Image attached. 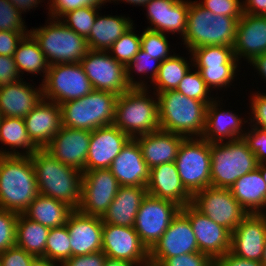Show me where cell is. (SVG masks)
Returning <instances> with one entry per match:
<instances>
[{
	"mask_svg": "<svg viewBox=\"0 0 266 266\" xmlns=\"http://www.w3.org/2000/svg\"><path fill=\"white\" fill-rule=\"evenodd\" d=\"M149 266H215V261L202 252H194L170 258H149Z\"/></svg>",
	"mask_w": 266,
	"mask_h": 266,
	"instance_id": "obj_46",
	"label": "cell"
},
{
	"mask_svg": "<svg viewBox=\"0 0 266 266\" xmlns=\"http://www.w3.org/2000/svg\"><path fill=\"white\" fill-rule=\"evenodd\" d=\"M147 88H131L116 101L113 125L131 139L160 129L158 101L147 95Z\"/></svg>",
	"mask_w": 266,
	"mask_h": 266,
	"instance_id": "obj_5",
	"label": "cell"
},
{
	"mask_svg": "<svg viewBox=\"0 0 266 266\" xmlns=\"http://www.w3.org/2000/svg\"><path fill=\"white\" fill-rule=\"evenodd\" d=\"M181 211L190 221L199 252L216 261L230 251L231 232L227 228L203 215L192 204L185 205Z\"/></svg>",
	"mask_w": 266,
	"mask_h": 266,
	"instance_id": "obj_15",
	"label": "cell"
},
{
	"mask_svg": "<svg viewBox=\"0 0 266 266\" xmlns=\"http://www.w3.org/2000/svg\"><path fill=\"white\" fill-rule=\"evenodd\" d=\"M218 102L211 101L207 105L205 128L202 138L209 143L223 142L224 139L233 141L241 139L245 133H242L241 119L235 113L217 108Z\"/></svg>",
	"mask_w": 266,
	"mask_h": 266,
	"instance_id": "obj_30",
	"label": "cell"
},
{
	"mask_svg": "<svg viewBox=\"0 0 266 266\" xmlns=\"http://www.w3.org/2000/svg\"><path fill=\"white\" fill-rule=\"evenodd\" d=\"M259 71V74L266 80V53L256 56L250 62Z\"/></svg>",
	"mask_w": 266,
	"mask_h": 266,
	"instance_id": "obj_60",
	"label": "cell"
},
{
	"mask_svg": "<svg viewBox=\"0 0 266 266\" xmlns=\"http://www.w3.org/2000/svg\"><path fill=\"white\" fill-rule=\"evenodd\" d=\"M194 66L208 67V65H237L233 47L223 45L201 46L192 49ZM237 61V62H236Z\"/></svg>",
	"mask_w": 266,
	"mask_h": 266,
	"instance_id": "obj_38",
	"label": "cell"
},
{
	"mask_svg": "<svg viewBox=\"0 0 266 266\" xmlns=\"http://www.w3.org/2000/svg\"><path fill=\"white\" fill-rule=\"evenodd\" d=\"M175 164L182 185L192 196L211 186V143L202 137L184 138Z\"/></svg>",
	"mask_w": 266,
	"mask_h": 266,
	"instance_id": "obj_9",
	"label": "cell"
},
{
	"mask_svg": "<svg viewBox=\"0 0 266 266\" xmlns=\"http://www.w3.org/2000/svg\"><path fill=\"white\" fill-rule=\"evenodd\" d=\"M39 194L54 198L77 210L81 199L83 173L56 160L45 149L31 156Z\"/></svg>",
	"mask_w": 266,
	"mask_h": 266,
	"instance_id": "obj_2",
	"label": "cell"
},
{
	"mask_svg": "<svg viewBox=\"0 0 266 266\" xmlns=\"http://www.w3.org/2000/svg\"><path fill=\"white\" fill-rule=\"evenodd\" d=\"M261 263L263 264V266H266V241H265V247H264L263 258L261 260Z\"/></svg>",
	"mask_w": 266,
	"mask_h": 266,
	"instance_id": "obj_66",
	"label": "cell"
},
{
	"mask_svg": "<svg viewBox=\"0 0 266 266\" xmlns=\"http://www.w3.org/2000/svg\"><path fill=\"white\" fill-rule=\"evenodd\" d=\"M91 131L62 126L44 148L56 160L80 172L86 171Z\"/></svg>",
	"mask_w": 266,
	"mask_h": 266,
	"instance_id": "obj_17",
	"label": "cell"
},
{
	"mask_svg": "<svg viewBox=\"0 0 266 266\" xmlns=\"http://www.w3.org/2000/svg\"><path fill=\"white\" fill-rule=\"evenodd\" d=\"M243 13L266 16V0H246L243 2Z\"/></svg>",
	"mask_w": 266,
	"mask_h": 266,
	"instance_id": "obj_58",
	"label": "cell"
},
{
	"mask_svg": "<svg viewBox=\"0 0 266 266\" xmlns=\"http://www.w3.org/2000/svg\"><path fill=\"white\" fill-rule=\"evenodd\" d=\"M0 141L7 146L26 149L22 155L31 156L39 148L31 141L21 117H2L0 121Z\"/></svg>",
	"mask_w": 266,
	"mask_h": 266,
	"instance_id": "obj_36",
	"label": "cell"
},
{
	"mask_svg": "<svg viewBox=\"0 0 266 266\" xmlns=\"http://www.w3.org/2000/svg\"><path fill=\"white\" fill-rule=\"evenodd\" d=\"M36 257L14 245L0 254V266H31Z\"/></svg>",
	"mask_w": 266,
	"mask_h": 266,
	"instance_id": "obj_52",
	"label": "cell"
},
{
	"mask_svg": "<svg viewBox=\"0 0 266 266\" xmlns=\"http://www.w3.org/2000/svg\"><path fill=\"white\" fill-rule=\"evenodd\" d=\"M257 169L260 171L261 176L266 183V163H260Z\"/></svg>",
	"mask_w": 266,
	"mask_h": 266,
	"instance_id": "obj_64",
	"label": "cell"
},
{
	"mask_svg": "<svg viewBox=\"0 0 266 266\" xmlns=\"http://www.w3.org/2000/svg\"><path fill=\"white\" fill-rule=\"evenodd\" d=\"M156 95L160 129L185 138L202 137L207 109L205 102L189 98L176 90Z\"/></svg>",
	"mask_w": 266,
	"mask_h": 266,
	"instance_id": "obj_3",
	"label": "cell"
},
{
	"mask_svg": "<svg viewBox=\"0 0 266 266\" xmlns=\"http://www.w3.org/2000/svg\"><path fill=\"white\" fill-rule=\"evenodd\" d=\"M66 226L70 236L71 257L101 251L103 232L101 217L74 210Z\"/></svg>",
	"mask_w": 266,
	"mask_h": 266,
	"instance_id": "obj_21",
	"label": "cell"
},
{
	"mask_svg": "<svg viewBox=\"0 0 266 266\" xmlns=\"http://www.w3.org/2000/svg\"><path fill=\"white\" fill-rule=\"evenodd\" d=\"M160 64H161L160 60L152 58L148 53H146L143 49L140 48L139 52L135 55L134 59L126 67L127 83L130 85L131 88H146V84L143 81L142 82H137L135 80L133 81V76H131V71H132L131 69L133 68L136 70L135 72L141 74L145 73V75L151 70L150 72L152 74H150L151 76H149V78H151L152 80L151 82H153L158 75Z\"/></svg>",
	"mask_w": 266,
	"mask_h": 266,
	"instance_id": "obj_41",
	"label": "cell"
},
{
	"mask_svg": "<svg viewBox=\"0 0 266 266\" xmlns=\"http://www.w3.org/2000/svg\"><path fill=\"white\" fill-rule=\"evenodd\" d=\"M19 77L13 56L0 55V86L17 82Z\"/></svg>",
	"mask_w": 266,
	"mask_h": 266,
	"instance_id": "obj_53",
	"label": "cell"
},
{
	"mask_svg": "<svg viewBox=\"0 0 266 266\" xmlns=\"http://www.w3.org/2000/svg\"><path fill=\"white\" fill-rule=\"evenodd\" d=\"M266 241V213L248 214L231 233L230 252L261 262Z\"/></svg>",
	"mask_w": 266,
	"mask_h": 266,
	"instance_id": "obj_18",
	"label": "cell"
},
{
	"mask_svg": "<svg viewBox=\"0 0 266 266\" xmlns=\"http://www.w3.org/2000/svg\"><path fill=\"white\" fill-rule=\"evenodd\" d=\"M50 228L18 214L15 245L35 257L45 258V246Z\"/></svg>",
	"mask_w": 266,
	"mask_h": 266,
	"instance_id": "obj_34",
	"label": "cell"
},
{
	"mask_svg": "<svg viewBox=\"0 0 266 266\" xmlns=\"http://www.w3.org/2000/svg\"><path fill=\"white\" fill-rule=\"evenodd\" d=\"M119 95L92 90L89 94L60 104L62 126L93 131L113 125Z\"/></svg>",
	"mask_w": 266,
	"mask_h": 266,
	"instance_id": "obj_6",
	"label": "cell"
},
{
	"mask_svg": "<svg viewBox=\"0 0 266 266\" xmlns=\"http://www.w3.org/2000/svg\"><path fill=\"white\" fill-rule=\"evenodd\" d=\"M198 4L215 15L228 17H242L243 15V4L240 0H204Z\"/></svg>",
	"mask_w": 266,
	"mask_h": 266,
	"instance_id": "obj_50",
	"label": "cell"
},
{
	"mask_svg": "<svg viewBox=\"0 0 266 266\" xmlns=\"http://www.w3.org/2000/svg\"><path fill=\"white\" fill-rule=\"evenodd\" d=\"M107 256L101 250L87 255L72 256L61 266H103Z\"/></svg>",
	"mask_w": 266,
	"mask_h": 266,
	"instance_id": "obj_55",
	"label": "cell"
},
{
	"mask_svg": "<svg viewBox=\"0 0 266 266\" xmlns=\"http://www.w3.org/2000/svg\"><path fill=\"white\" fill-rule=\"evenodd\" d=\"M194 252H199L196 238L188 217L180 210L149 250V258H170Z\"/></svg>",
	"mask_w": 266,
	"mask_h": 266,
	"instance_id": "obj_19",
	"label": "cell"
},
{
	"mask_svg": "<svg viewBox=\"0 0 266 266\" xmlns=\"http://www.w3.org/2000/svg\"><path fill=\"white\" fill-rule=\"evenodd\" d=\"M109 169L120 186L146 187L149 180L150 168L135 139L127 142Z\"/></svg>",
	"mask_w": 266,
	"mask_h": 266,
	"instance_id": "obj_23",
	"label": "cell"
},
{
	"mask_svg": "<svg viewBox=\"0 0 266 266\" xmlns=\"http://www.w3.org/2000/svg\"><path fill=\"white\" fill-rule=\"evenodd\" d=\"M146 188L147 194L172 201L181 208L192 204V195L182 185L175 162L151 168Z\"/></svg>",
	"mask_w": 266,
	"mask_h": 266,
	"instance_id": "obj_25",
	"label": "cell"
},
{
	"mask_svg": "<svg viewBox=\"0 0 266 266\" xmlns=\"http://www.w3.org/2000/svg\"><path fill=\"white\" fill-rule=\"evenodd\" d=\"M13 58L19 74L24 71L32 74L42 71L45 73L43 77H46L50 65L38 42L30 33L18 43Z\"/></svg>",
	"mask_w": 266,
	"mask_h": 266,
	"instance_id": "obj_35",
	"label": "cell"
},
{
	"mask_svg": "<svg viewBox=\"0 0 266 266\" xmlns=\"http://www.w3.org/2000/svg\"><path fill=\"white\" fill-rule=\"evenodd\" d=\"M215 266H263V264L256 260L240 258L228 251L215 261Z\"/></svg>",
	"mask_w": 266,
	"mask_h": 266,
	"instance_id": "obj_57",
	"label": "cell"
},
{
	"mask_svg": "<svg viewBox=\"0 0 266 266\" xmlns=\"http://www.w3.org/2000/svg\"><path fill=\"white\" fill-rule=\"evenodd\" d=\"M111 2V0H109ZM112 1H117V0H112ZM120 1V0H118ZM122 1V0H121ZM124 2L126 1L127 3L130 4H136V5H142L145 7V5L150 1V0H123Z\"/></svg>",
	"mask_w": 266,
	"mask_h": 266,
	"instance_id": "obj_63",
	"label": "cell"
},
{
	"mask_svg": "<svg viewBox=\"0 0 266 266\" xmlns=\"http://www.w3.org/2000/svg\"><path fill=\"white\" fill-rule=\"evenodd\" d=\"M107 258L149 264V250L134 227L103 223L102 249Z\"/></svg>",
	"mask_w": 266,
	"mask_h": 266,
	"instance_id": "obj_16",
	"label": "cell"
},
{
	"mask_svg": "<svg viewBox=\"0 0 266 266\" xmlns=\"http://www.w3.org/2000/svg\"><path fill=\"white\" fill-rule=\"evenodd\" d=\"M120 185L110 169L84 171L78 211L102 217L114 200Z\"/></svg>",
	"mask_w": 266,
	"mask_h": 266,
	"instance_id": "obj_14",
	"label": "cell"
},
{
	"mask_svg": "<svg viewBox=\"0 0 266 266\" xmlns=\"http://www.w3.org/2000/svg\"><path fill=\"white\" fill-rule=\"evenodd\" d=\"M254 153L243 138L211 143V186L230 189L236 180L258 168Z\"/></svg>",
	"mask_w": 266,
	"mask_h": 266,
	"instance_id": "obj_7",
	"label": "cell"
},
{
	"mask_svg": "<svg viewBox=\"0 0 266 266\" xmlns=\"http://www.w3.org/2000/svg\"><path fill=\"white\" fill-rule=\"evenodd\" d=\"M251 110L254 117L251 118L252 126L266 130V94L256 93L251 100ZM256 121V122H255ZM255 122V123H254Z\"/></svg>",
	"mask_w": 266,
	"mask_h": 266,
	"instance_id": "obj_54",
	"label": "cell"
},
{
	"mask_svg": "<svg viewBox=\"0 0 266 266\" xmlns=\"http://www.w3.org/2000/svg\"><path fill=\"white\" fill-rule=\"evenodd\" d=\"M28 33L0 31V55L13 56L18 43Z\"/></svg>",
	"mask_w": 266,
	"mask_h": 266,
	"instance_id": "obj_56",
	"label": "cell"
},
{
	"mask_svg": "<svg viewBox=\"0 0 266 266\" xmlns=\"http://www.w3.org/2000/svg\"><path fill=\"white\" fill-rule=\"evenodd\" d=\"M189 3L186 32L183 37L189 52L201 46L233 47L238 21L241 17L215 15L197 3Z\"/></svg>",
	"mask_w": 266,
	"mask_h": 266,
	"instance_id": "obj_4",
	"label": "cell"
},
{
	"mask_svg": "<svg viewBox=\"0 0 266 266\" xmlns=\"http://www.w3.org/2000/svg\"><path fill=\"white\" fill-rule=\"evenodd\" d=\"M192 205L231 233L248 215L230 189L208 186L192 196Z\"/></svg>",
	"mask_w": 266,
	"mask_h": 266,
	"instance_id": "obj_11",
	"label": "cell"
},
{
	"mask_svg": "<svg viewBox=\"0 0 266 266\" xmlns=\"http://www.w3.org/2000/svg\"><path fill=\"white\" fill-rule=\"evenodd\" d=\"M180 210L172 201L149 194L144 197L133 227L148 250L162 237Z\"/></svg>",
	"mask_w": 266,
	"mask_h": 266,
	"instance_id": "obj_12",
	"label": "cell"
},
{
	"mask_svg": "<svg viewBox=\"0 0 266 266\" xmlns=\"http://www.w3.org/2000/svg\"><path fill=\"white\" fill-rule=\"evenodd\" d=\"M24 26L21 13L8 0H0V31L29 33Z\"/></svg>",
	"mask_w": 266,
	"mask_h": 266,
	"instance_id": "obj_47",
	"label": "cell"
},
{
	"mask_svg": "<svg viewBox=\"0 0 266 266\" xmlns=\"http://www.w3.org/2000/svg\"><path fill=\"white\" fill-rule=\"evenodd\" d=\"M187 60L179 55H172L160 64L157 77L154 79V88L157 93L176 90L180 81L190 69Z\"/></svg>",
	"mask_w": 266,
	"mask_h": 266,
	"instance_id": "obj_37",
	"label": "cell"
},
{
	"mask_svg": "<svg viewBox=\"0 0 266 266\" xmlns=\"http://www.w3.org/2000/svg\"><path fill=\"white\" fill-rule=\"evenodd\" d=\"M38 194L31 157L0 155V209L23 214Z\"/></svg>",
	"mask_w": 266,
	"mask_h": 266,
	"instance_id": "obj_1",
	"label": "cell"
},
{
	"mask_svg": "<svg viewBox=\"0 0 266 266\" xmlns=\"http://www.w3.org/2000/svg\"><path fill=\"white\" fill-rule=\"evenodd\" d=\"M130 139L114 125L99 127L91 131L86 171L109 169L113 160Z\"/></svg>",
	"mask_w": 266,
	"mask_h": 266,
	"instance_id": "obj_20",
	"label": "cell"
},
{
	"mask_svg": "<svg viewBox=\"0 0 266 266\" xmlns=\"http://www.w3.org/2000/svg\"><path fill=\"white\" fill-rule=\"evenodd\" d=\"M58 262L51 261L44 257H36L33 261L31 266H60L61 264H58Z\"/></svg>",
	"mask_w": 266,
	"mask_h": 266,
	"instance_id": "obj_62",
	"label": "cell"
},
{
	"mask_svg": "<svg viewBox=\"0 0 266 266\" xmlns=\"http://www.w3.org/2000/svg\"><path fill=\"white\" fill-rule=\"evenodd\" d=\"M70 257V236L66 224L50 228L45 246V258L62 264Z\"/></svg>",
	"mask_w": 266,
	"mask_h": 266,
	"instance_id": "obj_39",
	"label": "cell"
},
{
	"mask_svg": "<svg viewBox=\"0 0 266 266\" xmlns=\"http://www.w3.org/2000/svg\"><path fill=\"white\" fill-rule=\"evenodd\" d=\"M234 56L251 62L266 53V16L243 13L238 21L233 45Z\"/></svg>",
	"mask_w": 266,
	"mask_h": 266,
	"instance_id": "obj_24",
	"label": "cell"
},
{
	"mask_svg": "<svg viewBox=\"0 0 266 266\" xmlns=\"http://www.w3.org/2000/svg\"><path fill=\"white\" fill-rule=\"evenodd\" d=\"M47 101L43 98L23 118L29 138L39 149H44L62 127L60 105Z\"/></svg>",
	"mask_w": 266,
	"mask_h": 266,
	"instance_id": "obj_22",
	"label": "cell"
},
{
	"mask_svg": "<svg viewBox=\"0 0 266 266\" xmlns=\"http://www.w3.org/2000/svg\"><path fill=\"white\" fill-rule=\"evenodd\" d=\"M190 70H188L184 78L180 81L176 91L189 98L203 101L208 105L214 99L208 96L210 89L207 87L198 70L194 73Z\"/></svg>",
	"mask_w": 266,
	"mask_h": 266,
	"instance_id": "obj_43",
	"label": "cell"
},
{
	"mask_svg": "<svg viewBox=\"0 0 266 266\" xmlns=\"http://www.w3.org/2000/svg\"><path fill=\"white\" fill-rule=\"evenodd\" d=\"M22 80L0 86L2 117L25 118L43 99L42 84L37 89Z\"/></svg>",
	"mask_w": 266,
	"mask_h": 266,
	"instance_id": "obj_27",
	"label": "cell"
},
{
	"mask_svg": "<svg viewBox=\"0 0 266 266\" xmlns=\"http://www.w3.org/2000/svg\"><path fill=\"white\" fill-rule=\"evenodd\" d=\"M190 1L184 0H150L145 6L147 17L154 27L146 29L164 33H181L184 37Z\"/></svg>",
	"mask_w": 266,
	"mask_h": 266,
	"instance_id": "obj_26",
	"label": "cell"
},
{
	"mask_svg": "<svg viewBox=\"0 0 266 266\" xmlns=\"http://www.w3.org/2000/svg\"><path fill=\"white\" fill-rule=\"evenodd\" d=\"M50 19L53 21L48 26L29 30L49 65L80 62L89 50L86 38L67 27L62 20Z\"/></svg>",
	"mask_w": 266,
	"mask_h": 266,
	"instance_id": "obj_8",
	"label": "cell"
},
{
	"mask_svg": "<svg viewBox=\"0 0 266 266\" xmlns=\"http://www.w3.org/2000/svg\"><path fill=\"white\" fill-rule=\"evenodd\" d=\"M233 197L248 214H264L266 183L258 169L246 173L230 187Z\"/></svg>",
	"mask_w": 266,
	"mask_h": 266,
	"instance_id": "obj_31",
	"label": "cell"
},
{
	"mask_svg": "<svg viewBox=\"0 0 266 266\" xmlns=\"http://www.w3.org/2000/svg\"><path fill=\"white\" fill-rule=\"evenodd\" d=\"M93 90L80 62L53 64L43 79V98L57 104L79 99Z\"/></svg>",
	"mask_w": 266,
	"mask_h": 266,
	"instance_id": "obj_10",
	"label": "cell"
},
{
	"mask_svg": "<svg viewBox=\"0 0 266 266\" xmlns=\"http://www.w3.org/2000/svg\"><path fill=\"white\" fill-rule=\"evenodd\" d=\"M197 69L209 89H219V87L229 86L236 76L237 65H208V67H198Z\"/></svg>",
	"mask_w": 266,
	"mask_h": 266,
	"instance_id": "obj_44",
	"label": "cell"
},
{
	"mask_svg": "<svg viewBox=\"0 0 266 266\" xmlns=\"http://www.w3.org/2000/svg\"><path fill=\"white\" fill-rule=\"evenodd\" d=\"M20 13L24 10L26 12V9H32L36 6L38 3H40V0H8Z\"/></svg>",
	"mask_w": 266,
	"mask_h": 266,
	"instance_id": "obj_59",
	"label": "cell"
},
{
	"mask_svg": "<svg viewBox=\"0 0 266 266\" xmlns=\"http://www.w3.org/2000/svg\"><path fill=\"white\" fill-rule=\"evenodd\" d=\"M99 7H81L66 13L63 18V23L75 31L77 34L87 38L94 25ZM66 18V19H65ZM65 19V20H64Z\"/></svg>",
	"mask_w": 266,
	"mask_h": 266,
	"instance_id": "obj_42",
	"label": "cell"
},
{
	"mask_svg": "<svg viewBox=\"0 0 266 266\" xmlns=\"http://www.w3.org/2000/svg\"><path fill=\"white\" fill-rule=\"evenodd\" d=\"M73 211L64 202L38 194L23 214L43 226L55 228L65 225Z\"/></svg>",
	"mask_w": 266,
	"mask_h": 266,
	"instance_id": "obj_33",
	"label": "cell"
},
{
	"mask_svg": "<svg viewBox=\"0 0 266 266\" xmlns=\"http://www.w3.org/2000/svg\"><path fill=\"white\" fill-rule=\"evenodd\" d=\"M146 195V187L120 186L114 200L101 217L103 223L133 227L142 200Z\"/></svg>",
	"mask_w": 266,
	"mask_h": 266,
	"instance_id": "obj_29",
	"label": "cell"
},
{
	"mask_svg": "<svg viewBox=\"0 0 266 266\" xmlns=\"http://www.w3.org/2000/svg\"><path fill=\"white\" fill-rule=\"evenodd\" d=\"M107 1L109 0H50L49 12L52 18L62 19L70 11L86 6L100 8Z\"/></svg>",
	"mask_w": 266,
	"mask_h": 266,
	"instance_id": "obj_49",
	"label": "cell"
},
{
	"mask_svg": "<svg viewBox=\"0 0 266 266\" xmlns=\"http://www.w3.org/2000/svg\"><path fill=\"white\" fill-rule=\"evenodd\" d=\"M149 266V264H135L127 260L106 258L103 266Z\"/></svg>",
	"mask_w": 266,
	"mask_h": 266,
	"instance_id": "obj_61",
	"label": "cell"
},
{
	"mask_svg": "<svg viewBox=\"0 0 266 266\" xmlns=\"http://www.w3.org/2000/svg\"><path fill=\"white\" fill-rule=\"evenodd\" d=\"M18 214L0 209V254L16 243Z\"/></svg>",
	"mask_w": 266,
	"mask_h": 266,
	"instance_id": "obj_48",
	"label": "cell"
},
{
	"mask_svg": "<svg viewBox=\"0 0 266 266\" xmlns=\"http://www.w3.org/2000/svg\"><path fill=\"white\" fill-rule=\"evenodd\" d=\"M15 150L16 149H14L13 152L12 151L9 152V151H6V150L5 151L4 150L3 151L0 150V155H22V153H19V152L15 151Z\"/></svg>",
	"mask_w": 266,
	"mask_h": 266,
	"instance_id": "obj_65",
	"label": "cell"
},
{
	"mask_svg": "<svg viewBox=\"0 0 266 266\" xmlns=\"http://www.w3.org/2000/svg\"><path fill=\"white\" fill-rule=\"evenodd\" d=\"M133 25L108 49L111 56L127 67L141 48V35L133 31ZM114 53V54H113Z\"/></svg>",
	"mask_w": 266,
	"mask_h": 266,
	"instance_id": "obj_40",
	"label": "cell"
},
{
	"mask_svg": "<svg viewBox=\"0 0 266 266\" xmlns=\"http://www.w3.org/2000/svg\"><path fill=\"white\" fill-rule=\"evenodd\" d=\"M106 52L89 49L80 64L93 90L121 95L131 89L126 80V67Z\"/></svg>",
	"mask_w": 266,
	"mask_h": 266,
	"instance_id": "obj_13",
	"label": "cell"
},
{
	"mask_svg": "<svg viewBox=\"0 0 266 266\" xmlns=\"http://www.w3.org/2000/svg\"><path fill=\"white\" fill-rule=\"evenodd\" d=\"M120 16H100L97 14L89 36L86 38L89 49L108 51L132 25V20Z\"/></svg>",
	"mask_w": 266,
	"mask_h": 266,
	"instance_id": "obj_32",
	"label": "cell"
},
{
	"mask_svg": "<svg viewBox=\"0 0 266 266\" xmlns=\"http://www.w3.org/2000/svg\"><path fill=\"white\" fill-rule=\"evenodd\" d=\"M185 137L159 129L134 138L140 146L143 159L148 167L175 162L177 152Z\"/></svg>",
	"mask_w": 266,
	"mask_h": 266,
	"instance_id": "obj_28",
	"label": "cell"
},
{
	"mask_svg": "<svg viewBox=\"0 0 266 266\" xmlns=\"http://www.w3.org/2000/svg\"><path fill=\"white\" fill-rule=\"evenodd\" d=\"M141 49L161 62L169 56V43L164 33L145 29L141 34Z\"/></svg>",
	"mask_w": 266,
	"mask_h": 266,
	"instance_id": "obj_45",
	"label": "cell"
},
{
	"mask_svg": "<svg viewBox=\"0 0 266 266\" xmlns=\"http://www.w3.org/2000/svg\"><path fill=\"white\" fill-rule=\"evenodd\" d=\"M251 128L242 138L256 156L258 163H266V130L257 126Z\"/></svg>",
	"mask_w": 266,
	"mask_h": 266,
	"instance_id": "obj_51",
	"label": "cell"
}]
</instances>
